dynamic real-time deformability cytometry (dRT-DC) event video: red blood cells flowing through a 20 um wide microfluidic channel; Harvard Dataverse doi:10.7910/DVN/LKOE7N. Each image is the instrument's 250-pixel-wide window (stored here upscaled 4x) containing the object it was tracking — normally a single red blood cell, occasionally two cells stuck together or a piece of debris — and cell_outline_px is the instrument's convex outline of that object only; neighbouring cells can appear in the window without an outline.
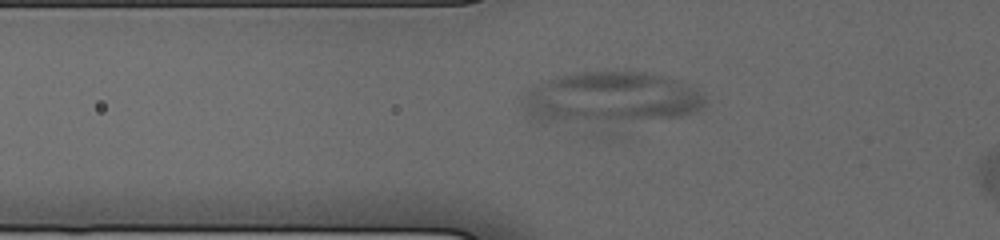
{"species": "human", "species_latin": "Homo sapiens", "temperature_condition": "cold", "stored_images_in_passage": 27, "camera_frame_rate_fps": 3000, "um_per_image_px": 0.085, "donor": {"sex": "male"}, "frame": {"image": 1, "passage_image": 4, "time_ms": 1.333, "image_size_px": [1000, 240], "cell_outline_px": [[704, 108], [696, 112], [624, 136], [608, 140], [604, 140], [532, 124], [524, 116], [520, 104], [520, 100], [528, 88], [556, 76], [572, 72], [644, 72], [664, 76], [680, 80], [696, 88], [704, 96]], "centroid_in_image_um": [51.75, 8.73], "position_along_channel_um": 74.1, "area_um2": 66.87}}